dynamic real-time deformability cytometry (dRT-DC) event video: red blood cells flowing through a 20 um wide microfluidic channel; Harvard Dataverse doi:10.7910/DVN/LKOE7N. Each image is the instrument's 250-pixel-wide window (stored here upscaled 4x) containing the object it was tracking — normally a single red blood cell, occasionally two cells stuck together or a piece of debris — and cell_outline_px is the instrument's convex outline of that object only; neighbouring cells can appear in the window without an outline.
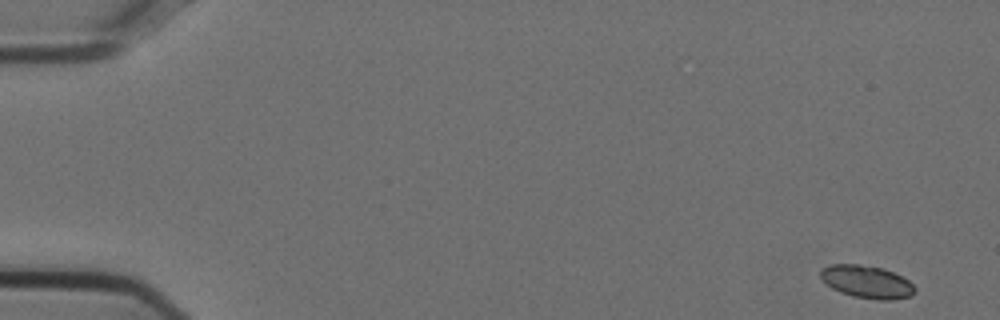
{"species": "Egyptian fruit bat (a non-hibernating species)", "species_latin": "Rousettus aegyptiacus", "temperature_condition": "cold", "stored_images_in_passage": 53, "camera_frame_rate_fps": 3000, "um_per_image_px": 0.085, "animal": {"sex": "female"}, "frame": {"image": 1, "passage_image": 1, "time_ms": 0.0, "image_size_px": [1000, 320], "cell_outline_px": [[916, 292], [912, 296], [892, 300], [876, 300], [852, 296], [840, 292], [832, 288], [820, 276], [820, 272], [824, 268], [832, 264], [860, 264], [884, 268], [908, 280], [916, 288]], "centroid_in_image_um": [73.72, 23.97], "position_along_channel_um": 11.3, "area_um2": 17.98}}
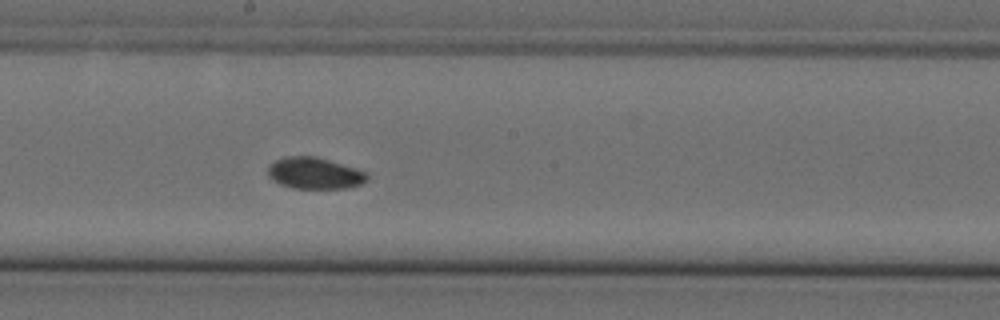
{"frame": {"image": 2, "passage_image": 29, "time_ms": 9.333, "image_size_px": [1000, 320], "cell_outline_px": [[368, 180], [360, 184], [348, 188], [292, 188], [280, 184], [272, 180], [268, 176], [268, 168], [276, 160], [284, 156], [316, 156], [356, 168], [368, 172]], "centroid_in_image_um": [26.76, 14.72], "position_along_channel_um": 221.4, "area_um2": 18.26}}
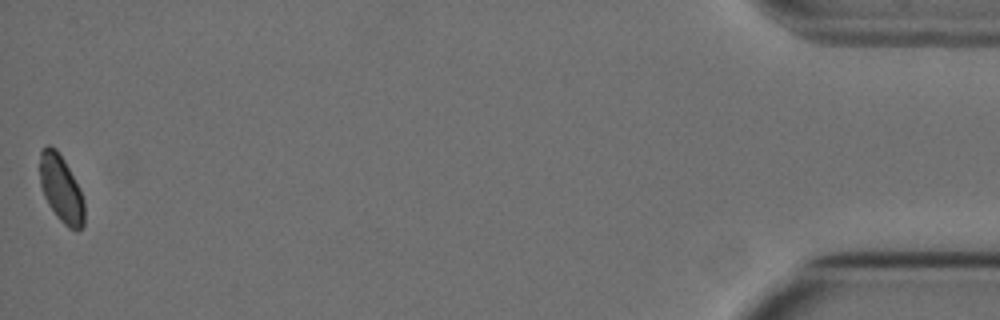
{"frame": {"image": 3, "passage_image": 53, "time_ms": 17.333, "image_size_px": [1000, 320], "cell_outline_px": [[84, 224], [76, 232], [68, 228], [56, 216], [48, 204], [44, 196], [40, 184], [40, 152], [48, 144], [56, 148], [64, 160], [80, 188], [84, 200]], "centroid_in_image_um": [5.2, 16.07], "position_along_channel_um": 430.0, "area_um2": 17.51}, "authors_computed_cell_mechanics": {"area_um2": 18.1492, "velocity_mm_per_s": 3.7311, "shape_relaxation_time_tau1_ms": 10.1269, "shape_relaxation_time_tau2_ms": null, "deformation_change_tau1": 0.1008, "deformation_change_tau2": null}}